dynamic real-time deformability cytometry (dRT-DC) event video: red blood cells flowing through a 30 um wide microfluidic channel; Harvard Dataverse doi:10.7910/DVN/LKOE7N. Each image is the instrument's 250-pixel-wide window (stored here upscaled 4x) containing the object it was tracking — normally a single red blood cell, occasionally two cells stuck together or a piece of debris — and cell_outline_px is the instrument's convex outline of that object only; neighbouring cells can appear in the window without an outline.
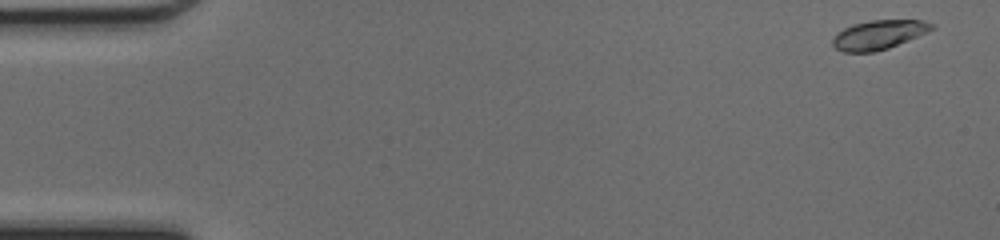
{"species": "common noctule bat (a hibernating species)", "species_latin": "Nyctalus noctula", "temperature_condition": "cold", "stored_images_in_passage": 47, "camera_frame_rate_fps": 3000, "um_per_image_px": 0.085, "animal": {"sex": "female", "body_mass_g": 17.0, "forearm_length_mm": 48.0}, "frame": {"image": 1, "passage_image": 1, "time_ms": 0.0, "image_size_px": [1000, 240], "cell_outline_px": [[936, 28], [888, 48], [872, 52], [844, 52], [836, 48], [832, 44], [832, 40], [844, 28], [852, 24], [872, 20], [924, 20], [932, 24]], "centroid_in_image_um": [74.69, 2.95], "position_along_channel_um": 10.3, "area_um2": 16.53}}
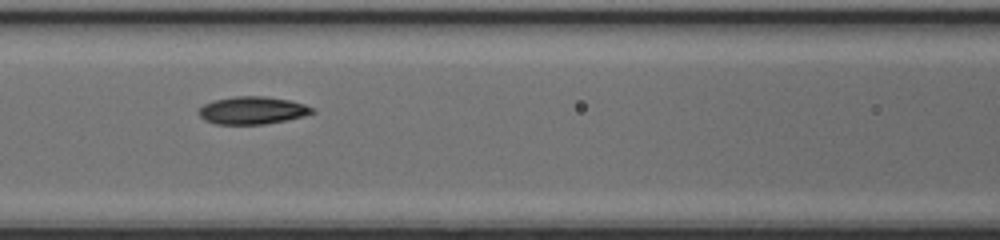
{"frame": {"image": 2, "passage_image": 20, "time_ms": 6.333, "image_size_px": [1000, 240], "cell_outline_px": [[316, 112], [304, 116], [288, 120], [264, 124], [216, 124], [204, 120], [196, 112], [204, 104], [212, 100], [236, 96], [264, 96], [288, 100], [304, 104], [316, 108]], "centroid_in_image_um": [21.46, 9.38], "position_along_channel_um": 145.1, "area_um2": 18.44}}
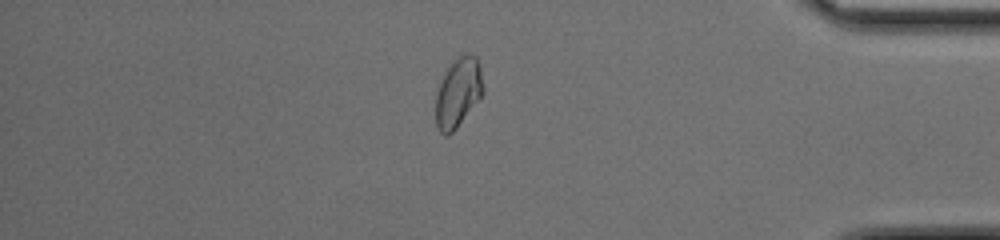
{"frame": {"image": 3, "passage_image": 40, "time_ms": 13.0, "image_size_px": [1000, 240], "cell_outline_px": [[484, 92], [456, 128], [448, 136], [444, 136], [440, 132], [436, 124], [436, 92], [448, 68], [460, 56], [468, 52], [476, 56], [480, 68], [484, 88]], "centroid_in_image_um": [38.95, 7.89], "position_along_channel_um": 396.3, "area_um2": 18.79}, "authors_computed_cell_mechanics": {"area_um2": 18.1492, "velocity_mm_per_s": 4.2794, "shape_relaxation_time_tau1_ms": 3.3777, "shape_relaxation_time_tau2_ms": 3.0143, "deformation_change_tau1": 0.1268, "deformation_change_tau2": 0.0681}}